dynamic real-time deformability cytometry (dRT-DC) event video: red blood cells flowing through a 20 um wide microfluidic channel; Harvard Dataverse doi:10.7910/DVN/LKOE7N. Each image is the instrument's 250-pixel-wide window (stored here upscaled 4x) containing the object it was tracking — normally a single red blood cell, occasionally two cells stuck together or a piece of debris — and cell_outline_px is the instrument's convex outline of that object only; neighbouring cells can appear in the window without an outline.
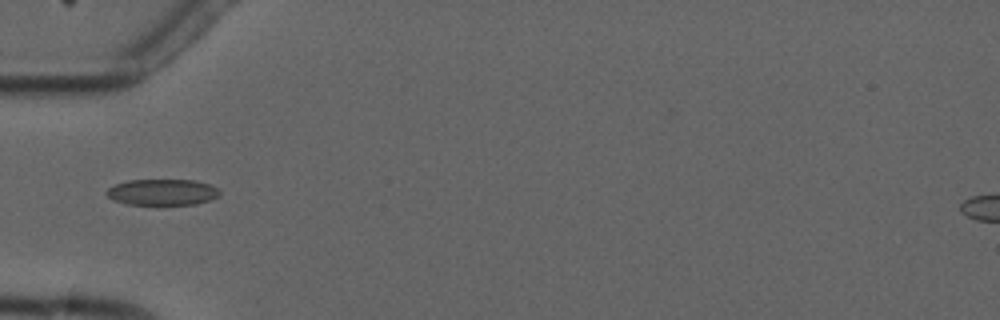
{"species": "common noctule bat (a hibernating species)", "species_latin": "Nyctalus noctula", "temperature_condition": "cold", "stored_images_in_passage": 4, "camera_frame_rate_fps": 3000, "um_per_image_px": 0.085, "animal": {"sex": "male", "forearm_length_mm": 52.5}, "frame": {"image": 1, "passage_image": 4, "time_ms": 4.667, "image_size_px": [1000, 320], "cell_outline_px": [[220, 196], [196, 204], [124, 204], [112, 200], [104, 192], [108, 188], [116, 184], [128, 180], [196, 180], [212, 184], [220, 192]], "centroid_in_image_um": [13.79, 16.33], "position_along_channel_um": 71.2, "area_um2": 17.28}}